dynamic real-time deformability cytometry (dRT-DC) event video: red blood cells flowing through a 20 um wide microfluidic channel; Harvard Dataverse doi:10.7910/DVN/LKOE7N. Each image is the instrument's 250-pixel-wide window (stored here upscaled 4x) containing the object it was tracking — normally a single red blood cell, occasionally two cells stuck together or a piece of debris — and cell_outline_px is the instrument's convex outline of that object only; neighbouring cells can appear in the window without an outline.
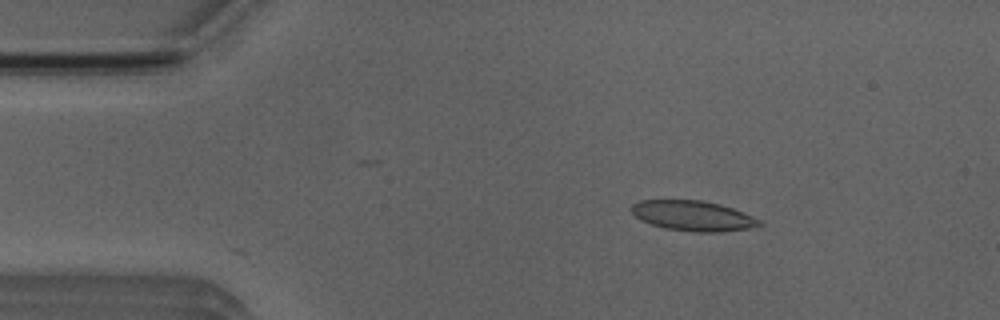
{"species": "Egyptian fruit bat (a non-hibernating species)", "species_latin": "Rousettus aegyptiacus", "temperature_condition": "room temperature", "stored_images_in_passage": 3, "camera_frame_rate_fps": 3000, "um_per_image_px": 0.085, "animal": {"sex": "male"}, "frame": {"image": 1, "passage_image": 3, "time_ms": 2.333, "image_size_px": [1000, 320], "cell_outline_px": [[764, 224], [748, 228], [720, 232], [696, 232], [664, 228], [640, 220], [628, 208], [632, 204], [640, 200], [700, 200], [720, 204], [732, 208], [752, 216], [760, 220]], "centroid_in_image_um": [58.87, 18.34], "position_along_channel_um": 26.1, "area_um2": 22.43}}